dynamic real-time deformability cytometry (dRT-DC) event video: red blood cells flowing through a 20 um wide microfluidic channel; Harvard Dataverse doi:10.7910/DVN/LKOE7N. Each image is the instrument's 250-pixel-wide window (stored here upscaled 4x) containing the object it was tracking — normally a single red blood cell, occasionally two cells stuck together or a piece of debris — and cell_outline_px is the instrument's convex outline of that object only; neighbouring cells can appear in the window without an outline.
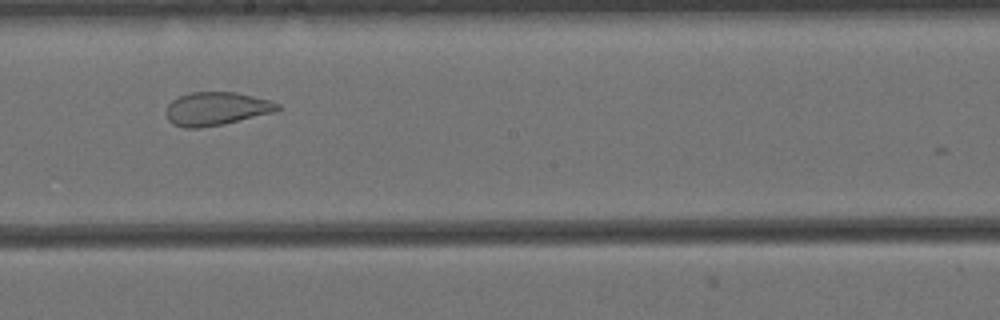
{"species": "Egyptian fruit bat (a non-hibernating species)", "species_latin": "Rousettus aegyptiacus", "temperature_condition": "cold", "stored_images_in_passage": 42, "camera_frame_rate_fps": 3000, "um_per_image_px": 0.085, "animal": {"sex": "female"}, "frame": {"image": 1, "passage_image": 19, "time_ms": 6.0, "image_size_px": [1000, 320], "cell_outline_px": [[280, 108], [276, 112], [224, 124], [200, 128], [184, 128], [172, 124], [168, 120], [164, 112], [168, 104], [172, 100], [188, 92], [236, 92], [268, 100], [280, 104]], "centroid_in_image_um": [18.36, 9.25], "position_along_channel_um": 229.8, "area_um2": 21.85}}
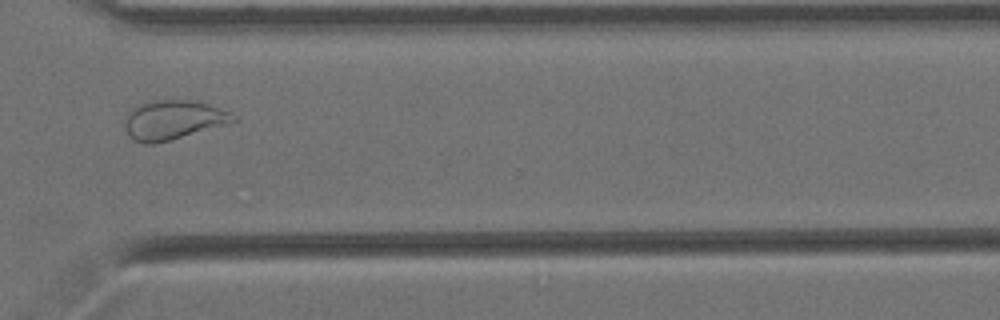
{"frame": {"image": 2, "passage_image": 30, "time_ms": 9.667, "image_size_px": [1000, 320], "cell_outline_px": [[236, 120], [228, 124], [168, 140], [152, 144], [144, 144], [132, 140], [128, 136], [124, 124], [128, 112], [132, 108], [140, 104], [152, 100], [196, 100], [208, 104], [228, 112], [236, 116]], "centroid_in_image_um": [14.68, 10.19], "position_along_channel_um": 355.9, "area_um2": 24.68}}
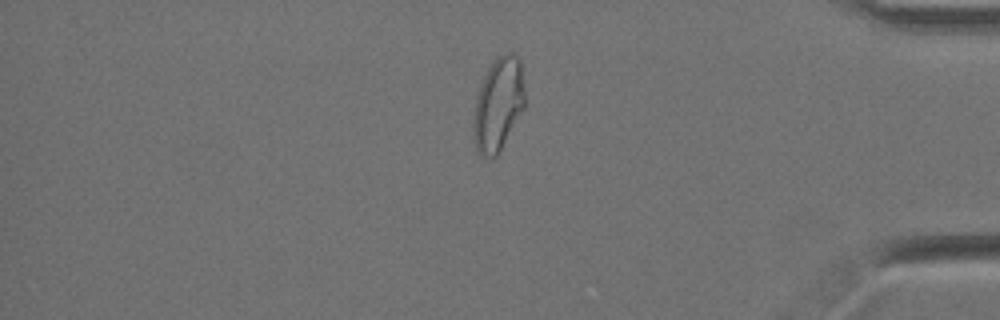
{"frame": {"image": 3, "passage_image": 36, "time_ms": 11.667, "image_size_px": [1000, 320], "cell_outline_px": [[524, 108], [496, 156], [480, 156], [476, 152], [472, 140], [472, 124], [476, 96], [480, 84], [488, 68], [504, 52], [512, 52], [520, 60], [524, 88]], "centroid_in_image_um": [42.31, 8.89], "position_along_channel_um": 392.9, "area_um2": 27.92}, "authors_computed_cell_mechanics": {"area_um2": 24.4494, "velocity_mm_per_s": 3.4412, "shape_relaxation_time_tau1_ms": null, "shape_relaxation_time_tau2_ms": 1.5138, "deformation_change_tau1": null, "deformation_change_tau2": 0.0774}}